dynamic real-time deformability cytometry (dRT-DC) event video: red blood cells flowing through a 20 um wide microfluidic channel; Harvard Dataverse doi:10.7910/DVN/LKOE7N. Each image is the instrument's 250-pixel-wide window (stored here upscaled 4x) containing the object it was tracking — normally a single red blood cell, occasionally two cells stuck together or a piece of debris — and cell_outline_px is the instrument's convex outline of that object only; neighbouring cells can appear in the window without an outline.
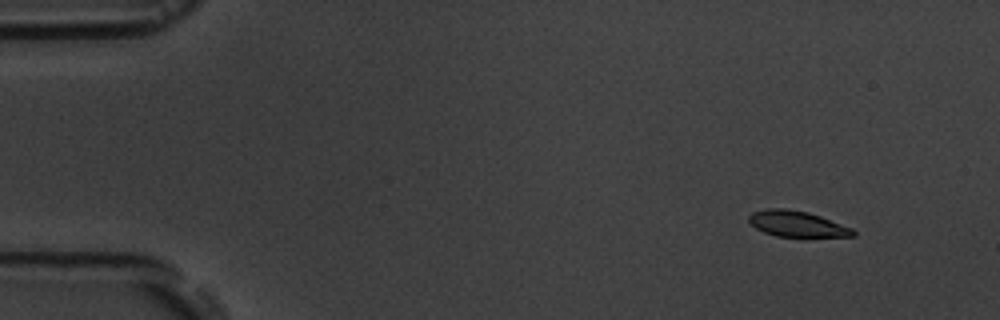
{"species": "common noctule bat (a hibernating species)", "species_latin": "Nyctalus noctula", "temperature_condition": "room temperature", "stored_images_in_passage": 3, "camera_frame_rate_fps": 3000, "um_per_image_px": 0.085, "animal": {"sex": "male", "body_mass_g": 19.5, "forearm_length_mm": 54.6}, "frame": {"image": 1, "passage_image": 1, "time_ms": 0.0, "image_size_px": [1000, 320], "cell_outline_px": [[856, 236], [776, 236], [764, 232], [756, 228], [748, 220], [748, 216], [752, 212], [768, 208], [784, 208], [808, 212], [820, 216], [852, 228], [856, 232]], "centroid_in_image_um": [67.72, 19.02], "position_along_channel_um": 17.3, "area_um2": 15.49}}